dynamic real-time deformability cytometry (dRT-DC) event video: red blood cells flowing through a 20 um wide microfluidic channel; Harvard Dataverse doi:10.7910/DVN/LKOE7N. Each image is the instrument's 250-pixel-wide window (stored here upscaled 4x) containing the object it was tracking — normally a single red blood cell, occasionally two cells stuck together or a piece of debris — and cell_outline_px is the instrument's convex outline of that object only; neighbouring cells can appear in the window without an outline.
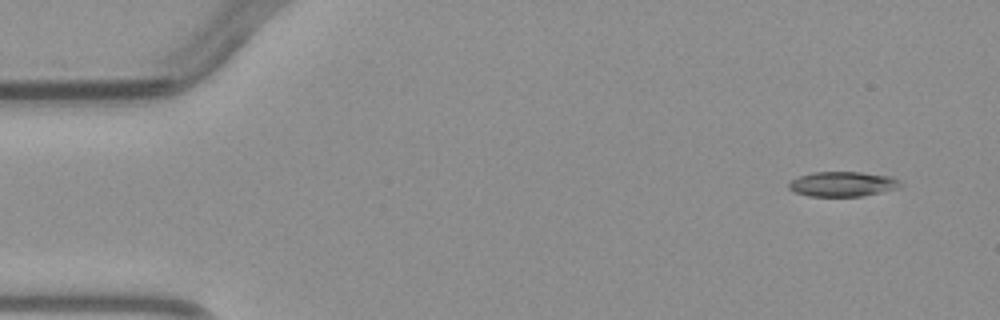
{"species": "common noctule bat (a hibernating species)", "species_latin": "Nyctalus noctula", "temperature_condition": "warm", "stored_images_in_passage": 4, "camera_frame_rate_fps": 3000, "um_per_image_px": 0.085, "animal": {"sex": "male", "body_mass_g": 23.1, "forearm_length_mm": 52.7}, "frame": {"image": 1, "passage_image": 1, "time_ms": 0.0, "image_size_px": [1000, 320], "cell_outline_px": [[904, 184], [896, 188], [880, 192], [860, 196], [808, 196], [796, 192], [788, 188], [788, 184], [792, 180], [800, 176], [812, 172], [860, 172], [892, 176], [900, 180]], "centroid_in_image_um": [71.64, 15.63], "position_along_channel_um": 13.4, "area_um2": 16.13}}